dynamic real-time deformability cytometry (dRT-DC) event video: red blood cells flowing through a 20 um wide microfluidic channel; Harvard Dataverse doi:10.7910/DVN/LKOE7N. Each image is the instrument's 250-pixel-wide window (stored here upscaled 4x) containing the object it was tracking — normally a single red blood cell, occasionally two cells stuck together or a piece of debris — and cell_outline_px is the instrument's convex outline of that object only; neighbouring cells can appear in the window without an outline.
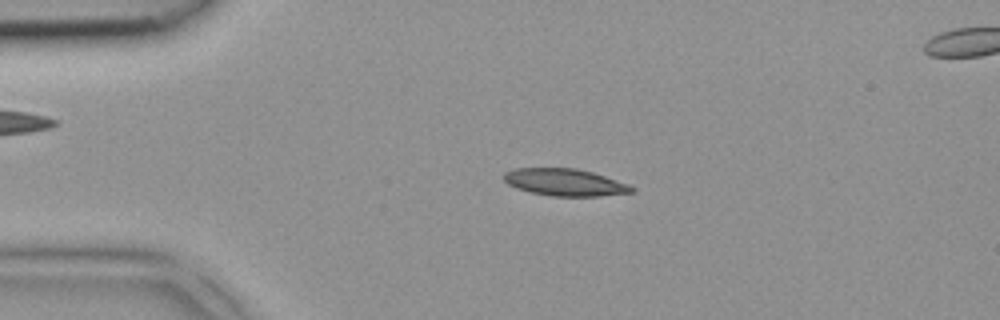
{"species": "common noctule bat (a hibernating species)", "species_latin": "Nyctalus noctula", "temperature_condition": "room temperature", "stored_images_in_passage": 4, "segment_of_instrument_passage": [1, 2], "camera_frame_rate_fps": 3000, "um_per_image_px": 0.085, "animal": {"sex": "female", "body_mass_g": 18.4}, "frame": {"image": 1, "passage_image": 2, "time_ms": 0.333, "image_size_px": [1000, 320], "cell_outline_px": [[636, 192], [600, 196], [552, 196], [532, 192], [516, 188], [508, 184], [504, 180], [504, 172], [512, 168], [576, 168], [592, 172], [628, 184], [636, 188]], "centroid_in_image_um": [48.02, 15.49], "position_along_channel_um": 37.0, "area_um2": 20.23}}